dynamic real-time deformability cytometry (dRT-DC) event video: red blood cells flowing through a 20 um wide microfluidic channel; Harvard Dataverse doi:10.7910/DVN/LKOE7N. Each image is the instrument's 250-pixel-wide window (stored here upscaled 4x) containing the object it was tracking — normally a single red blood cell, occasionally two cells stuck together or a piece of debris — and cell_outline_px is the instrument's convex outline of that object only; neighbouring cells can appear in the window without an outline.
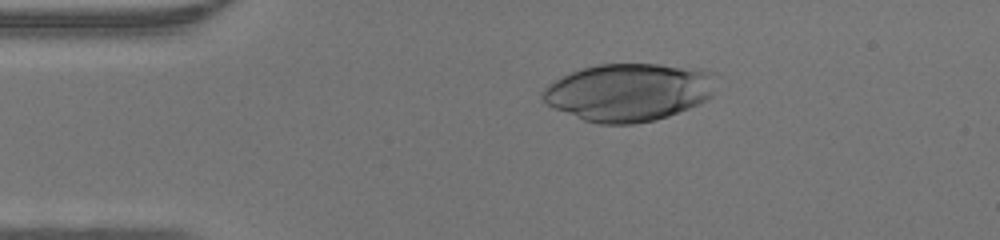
{"species": "human", "species_latin": "Homo sapiens", "temperature_condition": "warm", "stored_images_in_passage": 46, "camera_frame_rate_fps": 3000, "um_per_image_px": 0.085, "donor": {"sex": "male"}, "frame": {"image": 1, "passage_image": 9, "time_ms": 2.667, "image_size_px": [1000, 240], "cell_outline_px": [[716, 72], [712, 96], [708, 100], [700, 104], [668, 116], [656, 120], [632, 124], [600, 124], [584, 120], [552, 108], [540, 96], [540, 92], [548, 84], [580, 68], [596, 64], [660, 64], [700, 68]], "centroid_in_image_um": [53.47, 7.83], "position_along_channel_um": 31.5, "area_um2": 58.9}}
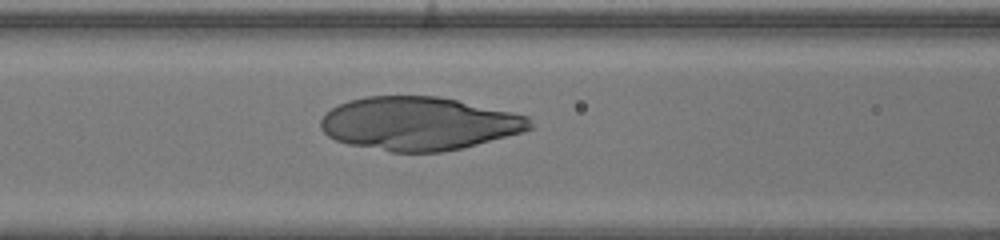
{"frame": {"image": 2, "passage_image": 19, "time_ms": 6.0, "image_size_px": [1000, 240], "cell_outline_px": [[532, 128], [520, 132], [476, 144], [460, 148], [440, 152], [392, 152], [348, 144], [336, 140], [328, 136], [320, 128], [320, 120], [332, 108], [348, 100], [368, 96], [436, 96], [456, 100], [512, 112], [528, 116], [532, 124]], "centroid_in_image_um": [35.57, 10.5], "position_along_channel_um": 131.0, "area_um2": 64.45}}